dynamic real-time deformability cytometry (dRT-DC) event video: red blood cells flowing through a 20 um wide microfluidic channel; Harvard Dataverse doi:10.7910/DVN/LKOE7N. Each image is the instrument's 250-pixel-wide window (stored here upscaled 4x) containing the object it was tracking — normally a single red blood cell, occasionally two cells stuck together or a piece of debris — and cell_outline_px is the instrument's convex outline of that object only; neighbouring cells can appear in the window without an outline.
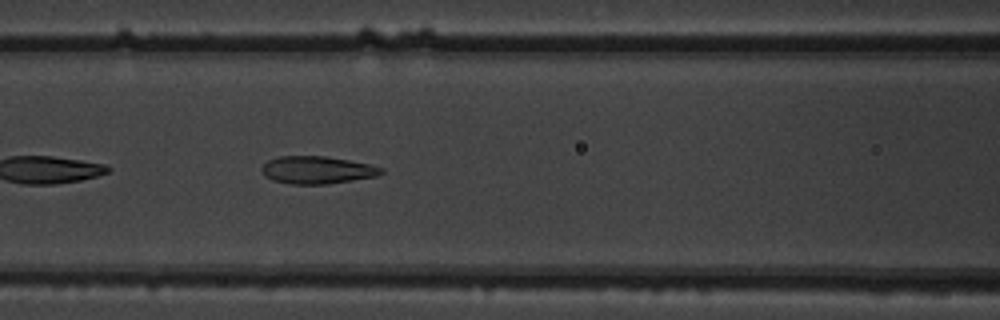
{"species": "common noctule bat (a hibernating species)", "species_latin": "Nyctalus noctula", "temperature_condition": "warm", "stored_images_in_passage": 41, "camera_frame_rate_fps": 3000, "um_per_image_px": 0.085, "animal": {"sex": "male", "body_mass_g": 19.5, "forearm_length_mm": 54.6}, "frame": {"image": 1, "passage_image": 12, "time_ms": 3.667, "image_size_px": [1000, 320], "cell_outline_px": [[384, 172], [376, 176], [328, 184], [292, 184], [272, 180], [264, 176], [260, 168], [268, 160], [280, 156], [324, 156], [348, 160], [368, 164], [384, 168]], "centroid_in_image_um": [26.93, 14.45], "position_along_channel_um": 139.7, "area_um2": 19.13}, "authors_computed_cell_mechanics": {"area_um2": 19.652, "velocity_mm_per_s": 3.8781, "shape_relaxation_time_tau1_ms": 5.5425, "shape_relaxation_time_tau2_ms": 1.5342, "deformation_change_tau1": 0.2024, "deformation_change_tau2": 0.1115}}